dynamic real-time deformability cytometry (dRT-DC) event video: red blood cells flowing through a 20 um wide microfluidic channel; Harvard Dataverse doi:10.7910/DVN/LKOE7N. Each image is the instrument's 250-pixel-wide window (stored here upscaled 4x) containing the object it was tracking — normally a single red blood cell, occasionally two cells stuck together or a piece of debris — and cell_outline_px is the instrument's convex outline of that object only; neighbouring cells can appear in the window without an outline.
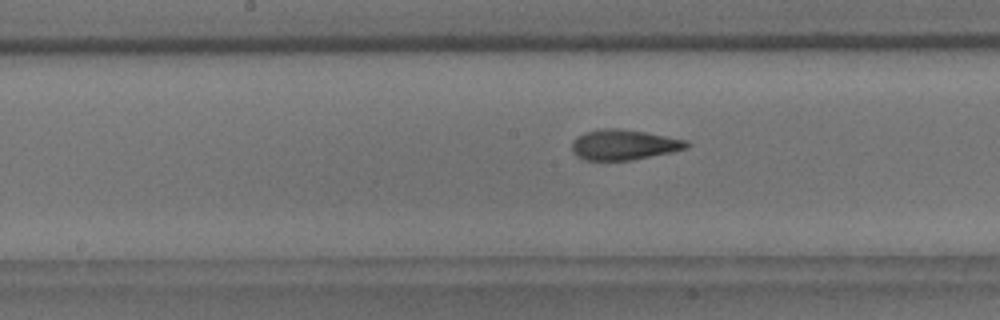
{"species": "common noctule bat (a hibernating species)", "species_latin": "Nyctalus noctula", "temperature_condition": "room temperature", "stored_images_in_passage": 38, "camera_frame_rate_fps": 3000, "um_per_image_px": 0.085, "animal": {"sex": "male", "body_mass_g": 18.8}, "frame": {"image": 1, "passage_image": 22, "time_ms": 7.0, "image_size_px": [1000, 320], "cell_outline_px": [[692, 144], [688, 148], [672, 152], [632, 160], [584, 160], [576, 156], [572, 152], [572, 144], [576, 136], [584, 132], [600, 128], [620, 128], [644, 132], [688, 140]], "centroid_in_image_um": [53.03, 12.3], "position_along_channel_um": 195.2, "area_um2": 20.52}}
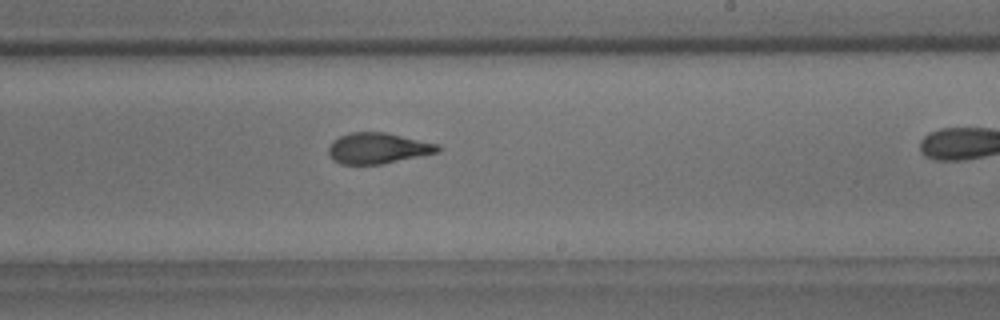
{"frame": {"image": 2, "passage_image": 27, "time_ms": 8.667, "image_size_px": [1000, 320], "cell_outline_px": [[440, 148], [436, 152], [420, 156], [380, 164], [340, 164], [332, 160], [328, 152], [328, 148], [332, 140], [348, 132], [384, 132], [440, 144]], "centroid_in_image_um": [32.07, 12.59], "position_along_channel_um": 256.9, "area_um2": 19.59}}
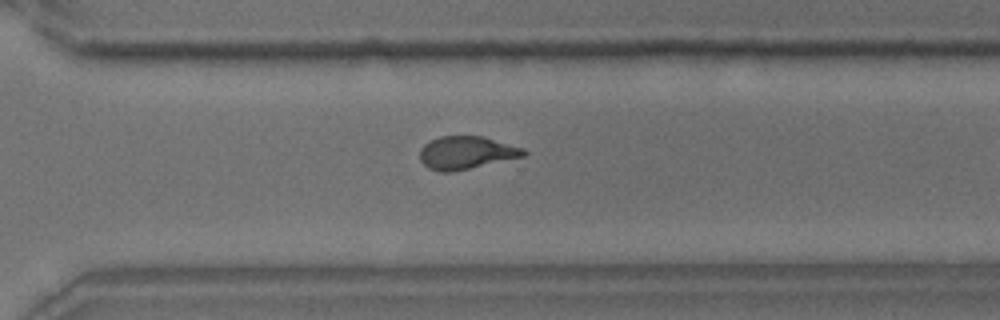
{"frame": {"image": 3, "passage_image": 33, "time_ms": 10.667, "image_size_px": [1000, 320], "cell_outline_px": [[528, 152], [524, 156], [452, 172], [440, 172], [428, 168], [420, 160], [420, 148], [428, 140], [440, 136], [484, 136], [524, 148]], "centroid_in_image_um": [39.62, 12.97], "position_along_channel_um": 331.0, "area_um2": 20.0}}